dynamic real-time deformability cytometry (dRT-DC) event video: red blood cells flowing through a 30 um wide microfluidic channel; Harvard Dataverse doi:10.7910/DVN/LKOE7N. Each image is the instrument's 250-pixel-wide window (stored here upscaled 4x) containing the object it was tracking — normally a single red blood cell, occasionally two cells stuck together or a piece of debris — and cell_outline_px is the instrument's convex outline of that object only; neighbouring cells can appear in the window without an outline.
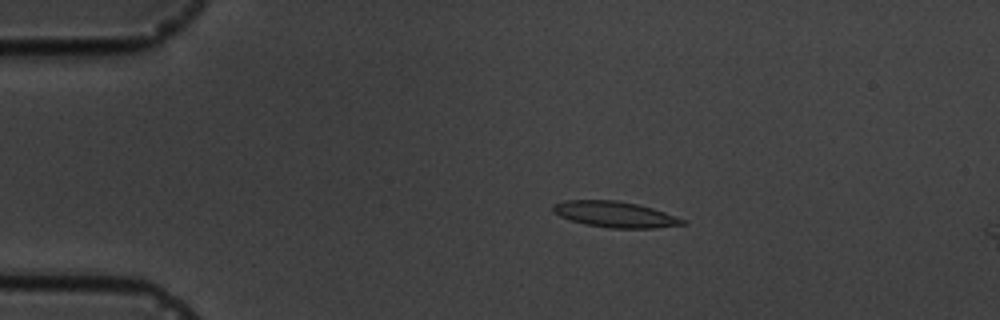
{"species": "common noctule bat (a hibernating species)", "species_latin": "Nyctalus noctula", "temperature_condition": "cold", "stored_images_in_passage": 4, "camera_frame_rate_fps": 3000, "um_per_image_px": 0.085, "animal": {"sex": "male", "body_mass_g": 19.5, "forearm_length_mm": 54.6}, "frame": {"image": 1, "passage_image": 2, "time_ms": 1.333, "image_size_px": [1000, 320], "cell_outline_px": [[688, 224], [656, 228], [608, 228], [584, 224], [560, 216], [552, 208], [552, 204], [564, 200], [616, 200], [636, 204], [652, 208], [688, 220]], "centroid_in_image_um": [52.32, 18.23], "position_along_channel_um": 32.7, "area_um2": 19.59}}